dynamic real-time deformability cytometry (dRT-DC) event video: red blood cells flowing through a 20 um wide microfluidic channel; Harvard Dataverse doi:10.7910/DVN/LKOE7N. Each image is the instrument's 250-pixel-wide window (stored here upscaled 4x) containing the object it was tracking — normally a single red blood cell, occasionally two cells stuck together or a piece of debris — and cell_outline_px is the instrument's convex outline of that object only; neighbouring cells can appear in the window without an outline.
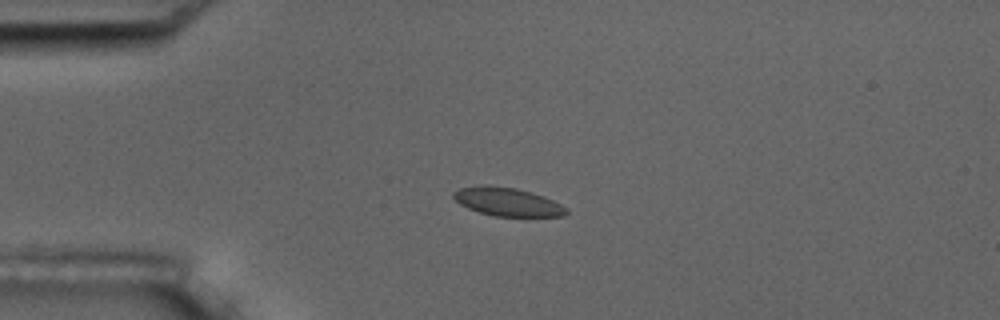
{"species": "common noctule bat (a hibernating species)", "species_latin": "Nyctalus noctula", "temperature_condition": "room temperature", "stored_images_in_passage": 4, "camera_frame_rate_fps": 3000, "um_per_image_px": 0.085, "animal": {"sex": "male", "body_mass_g": 17.5, "forearm_length_mm": 52.3}, "frame": {"image": 1, "passage_image": 3, "time_ms": 3.333, "image_size_px": [1000, 320], "cell_outline_px": [[568, 212], [564, 216], [492, 216], [468, 208], [460, 204], [452, 196], [452, 192], [460, 188], [480, 184], [488, 184], [516, 188], [532, 192], [544, 196], [568, 208]], "centroid_in_image_um": [43.11, 17.14], "position_along_channel_um": 41.9, "area_um2": 18.84}}